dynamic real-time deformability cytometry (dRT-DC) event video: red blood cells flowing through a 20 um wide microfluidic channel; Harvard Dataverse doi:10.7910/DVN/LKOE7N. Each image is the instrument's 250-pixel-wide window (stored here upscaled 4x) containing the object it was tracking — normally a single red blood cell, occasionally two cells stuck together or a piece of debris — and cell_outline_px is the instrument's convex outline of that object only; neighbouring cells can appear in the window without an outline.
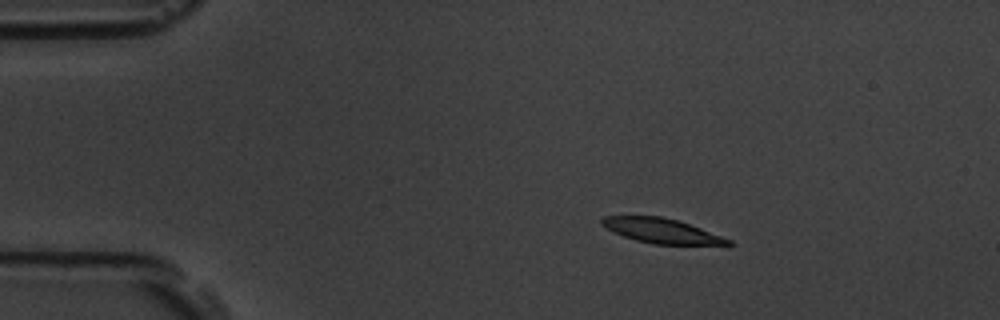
{"species": "common noctule bat (a hibernating species)", "species_latin": "Nyctalus noctula", "temperature_condition": "room temperature", "stored_images_in_passage": 49, "camera_frame_rate_fps": 3000, "um_per_image_px": 0.085, "animal": {"sex": "male", "body_mass_g": 19.5, "forearm_length_mm": 54.6}, "frame": {"image": 1, "passage_image": 1, "time_ms": 0.0, "image_size_px": [1000, 320], "cell_outline_px": [[732, 244], [652, 244], [636, 240], [624, 236], [600, 224], [600, 220], [604, 216], [660, 216], [676, 220], [700, 228], [732, 240]], "centroid_in_image_um": [56.2, 19.61], "position_along_channel_um": 28.8, "area_um2": 17.69}}
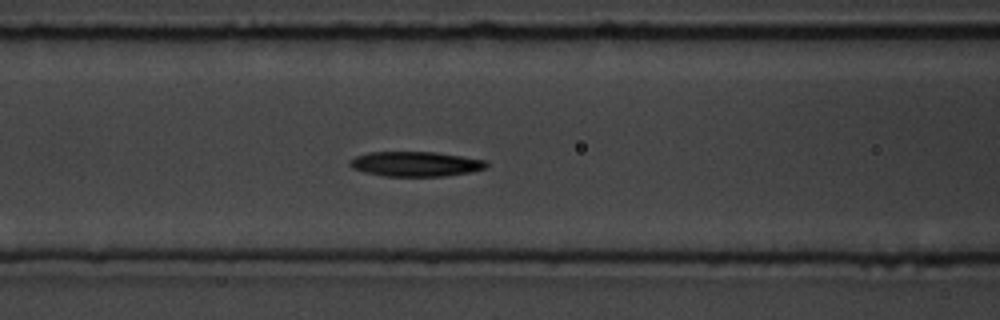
{"frame": {"image": 2, "passage_image": 15, "time_ms": 4.667, "image_size_px": [1000, 320], "cell_outline_px": [[488, 164], [484, 168], [472, 172], [444, 176], [384, 176], [364, 172], [352, 168], [348, 164], [348, 160], [356, 156], [368, 152], [436, 152], [488, 160]], "centroid_in_image_um": [35.31, 13.93], "position_along_channel_um": 131.3, "area_um2": 19.94}}
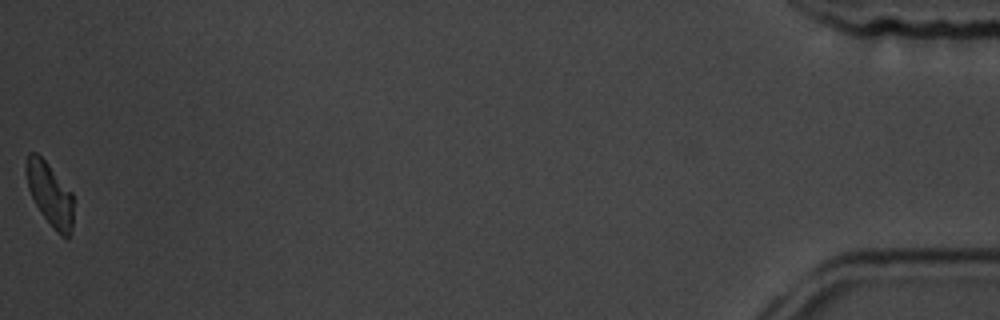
{"frame": {"image": 3, "passage_image": 49, "time_ms": 16.0, "image_size_px": [1000, 320], "cell_outline_px": [[72, 228], [68, 236], [60, 236], [56, 232], [44, 216], [36, 204], [28, 188], [24, 168], [28, 152], [36, 152], [48, 164], [72, 192]], "centroid_in_image_um": [4.21, 16.47], "position_along_channel_um": 431.0, "area_um2": 17.17}, "authors_computed_cell_mechanics": {"area_um2": 19.652, "velocity_mm_per_s": 3.5129, "shape_relaxation_time_tau1_ms": 3.651, "shape_relaxation_time_tau2_ms": 2.0588, "deformation_change_tau1": 0.1145, "deformation_change_tau2": 0.075}}